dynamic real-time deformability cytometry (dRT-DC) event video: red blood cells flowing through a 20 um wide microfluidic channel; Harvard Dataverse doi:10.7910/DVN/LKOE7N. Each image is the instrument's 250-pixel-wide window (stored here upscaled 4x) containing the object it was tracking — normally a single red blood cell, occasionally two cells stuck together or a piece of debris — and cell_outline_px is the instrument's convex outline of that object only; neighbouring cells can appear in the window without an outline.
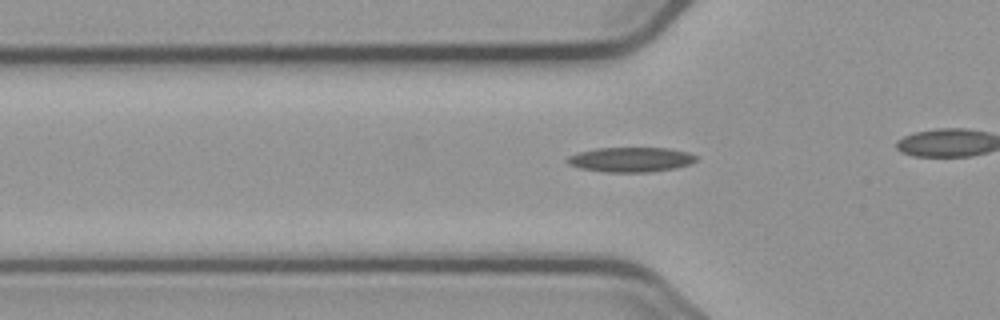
{"species": "common noctule bat (a hibernating species)", "species_latin": "Nyctalus noctula", "temperature_condition": "cold", "stored_images_in_passage": 30, "camera_frame_rate_fps": 3000, "um_per_image_px": 0.085, "animal": {"sex": "male", "body_mass_g": 23.1, "forearm_length_mm": 52.7}, "frame": {"image": 1, "passage_image": 5, "time_ms": 1.333, "image_size_px": [1000, 320], "cell_outline_px": [[696, 160], [688, 164], [676, 168], [648, 172], [604, 172], [580, 168], [568, 164], [564, 160], [568, 156], [580, 152], [596, 148], [668, 148], [688, 152], [696, 156]], "centroid_in_image_um": [53.58, 13.56], "position_along_channel_um": 72.2, "area_um2": 18.55}}
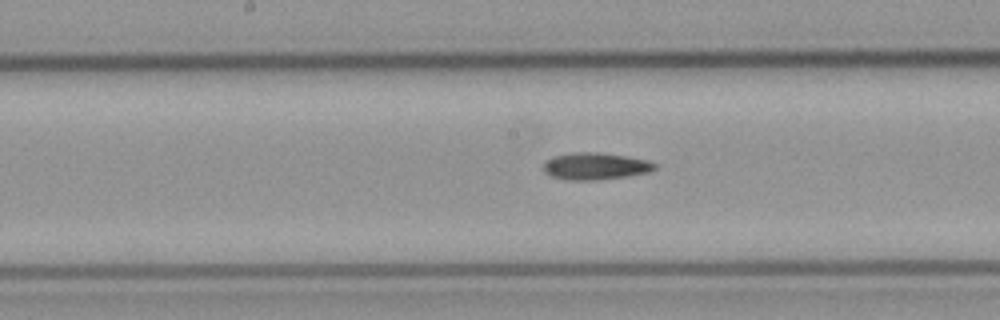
{"frame": {"image": 2, "passage_image": 15, "time_ms": 4.667, "image_size_px": [1000, 320], "cell_outline_px": [[656, 168], [648, 172], [628, 176], [596, 180], [564, 180], [552, 176], [544, 172], [544, 160], [552, 156], [572, 152], [596, 152], [628, 156], [648, 160], [656, 164]], "centroid_in_image_um": [50.58, 14.12], "position_along_channel_um": 197.6, "area_um2": 17.69}}
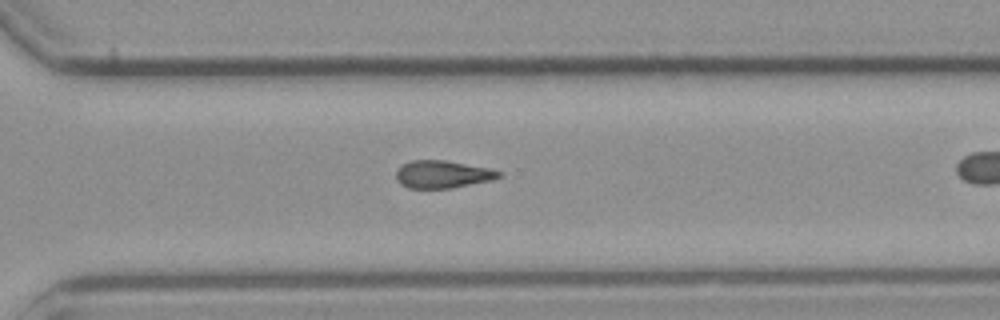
{"frame": {"image": 3, "passage_image": 26, "time_ms": 8.333, "image_size_px": [1000, 320], "cell_outline_px": [[504, 172], [500, 176], [492, 180], [452, 188], [408, 188], [400, 184], [396, 180], [396, 168], [412, 160], [444, 160], [488, 168]], "centroid_in_image_um": [37.59, 14.82], "position_along_channel_um": 333.0, "area_um2": 16.53}}